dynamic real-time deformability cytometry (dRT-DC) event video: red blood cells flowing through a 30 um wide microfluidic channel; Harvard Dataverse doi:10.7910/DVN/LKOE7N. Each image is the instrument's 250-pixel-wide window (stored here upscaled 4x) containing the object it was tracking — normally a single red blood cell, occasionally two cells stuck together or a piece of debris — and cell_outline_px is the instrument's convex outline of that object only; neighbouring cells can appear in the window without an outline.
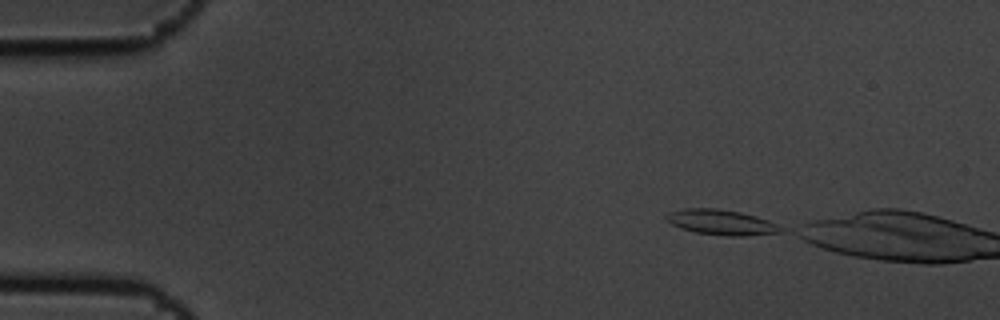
{"species": "common noctule bat (a hibernating species)", "species_latin": "Nyctalus noctula", "temperature_condition": "cold", "stored_images_in_passage": 3, "camera_frame_rate_fps": 3000, "um_per_image_px": 0.085, "animal": {"sex": "male", "body_mass_g": 19.5, "forearm_length_mm": 54.6}, "frame": {"image": 1, "passage_image": 1, "time_ms": 0.0, "image_size_px": [1000, 320], "cell_outline_px": [[784, 232], [744, 236], [728, 236], [696, 232], [680, 228], [664, 220], [664, 216], [668, 212], [684, 208], [716, 208], [740, 212], [756, 216], [768, 220], [784, 228]], "centroid_in_image_um": [61.3, 18.89], "position_along_channel_um": 23.7, "area_um2": 16.99}}